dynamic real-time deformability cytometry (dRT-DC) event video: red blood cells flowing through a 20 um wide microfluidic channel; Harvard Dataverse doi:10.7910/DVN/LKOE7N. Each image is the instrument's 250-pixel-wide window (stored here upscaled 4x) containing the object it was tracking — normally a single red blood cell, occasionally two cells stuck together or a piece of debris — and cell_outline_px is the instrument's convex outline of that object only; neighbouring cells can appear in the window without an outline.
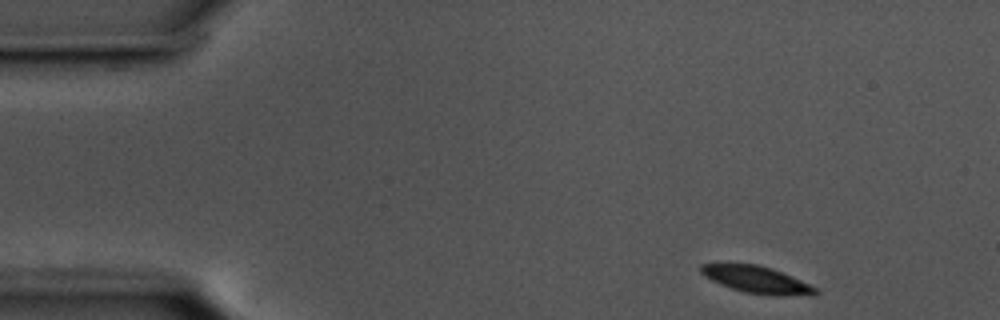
{"species": "common noctule bat (a hibernating species)", "species_latin": "Nyctalus noctula", "temperature_condition": "cold", "stored_images_in_passage": 51, "camera_frame_rate_fps": 3000, "um_per_image_px": 0.085, "animal": {"sex": "male", "body_mass_g": 17.5, "forearm_length_mm": 52.3}, "frame": {"image": 1, "passage_image": 1, "time_ms": 0.0, "image_size_px": [1000, 320], "cell_outline_px": [[820, 292], [816, 296], [772, 296], [744, 292], [720, 284], [704, 276], [700, 272], [700, 264], [756, 264], [772, 268], [800, 280], [816, 288]], "centroid_in_image_um": [64.38, 23.8], "position_along_channel_um": 20.6, "area_um2": 18.09}}
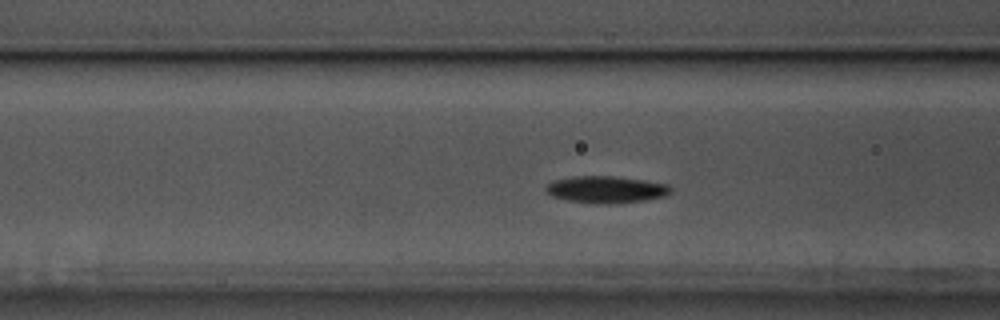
{"frame": {"image": 2, "passage_image": 16, "time_ms": 5.0, "image_size_px": [1000, 320], "cell_outline_px": [[672, 192], [664, 196], [644, 200], [612, 204], [592, 204], [568, 200], [552, 196], [544, 188], [552, 180], [576, 176], [612, 176], [644, 180], [668, 184], [672, 188]], "centroid_in_image_um": [51.52, 16.11], "position_along_channel_um": 115.1, "area_um2": 19.65}}
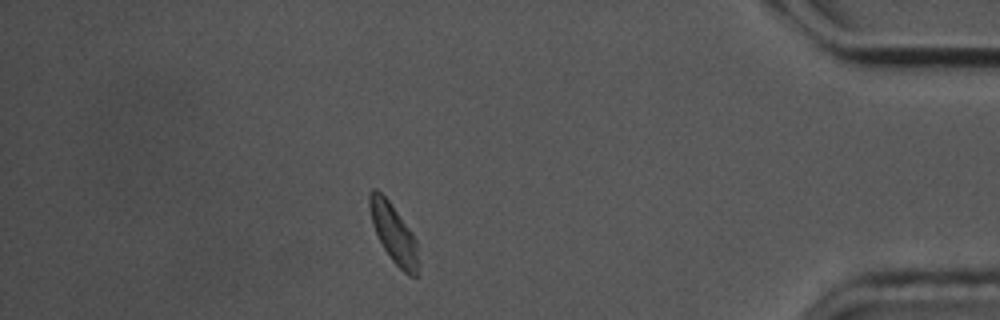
{"frame": {"image": 3, "passage_image": 44, "time_ms": 14.333, "image_size_px": [1000, 320], "cell_outline_px": [[416, 276], [408, 276], [392, 260], [384, 248], [372, 224], [368, 204], [368, 192], [372, 188], [376, 188], [388, 200], [412, 232], [416, 240]], "centroid_in_image_um": [33.4, 19.76], "position_along_channel_um": 401.8, "area_um2": 16.24}, "authors_computed_cell_mechanics": {"area_um2": 18.0914, "velocity_mm_per_s": 3.5331, "shape_relaxation_time_tau1_ms": 1.9104, "shape_relaxation_time_tau2_ms": null, "deformation_change_tau1": 0.0681, "deformation_change_tau2": null}}